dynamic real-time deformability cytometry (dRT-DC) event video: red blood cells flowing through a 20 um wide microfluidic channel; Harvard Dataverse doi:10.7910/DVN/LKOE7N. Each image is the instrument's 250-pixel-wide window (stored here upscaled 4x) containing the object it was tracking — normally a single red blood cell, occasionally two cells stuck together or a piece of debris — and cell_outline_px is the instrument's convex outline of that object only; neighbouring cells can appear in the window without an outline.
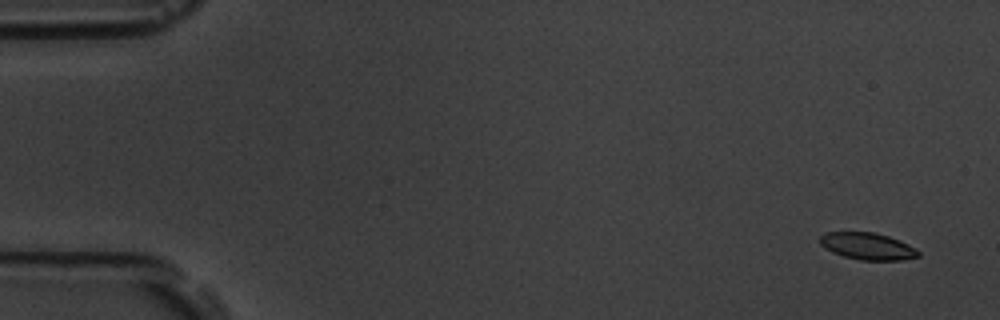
{"species": "common noctule bat (a hibernating species)", "species_latin": "Nyctalus noctula", "temperature_condition": "room temperature", "stored_images_in_passage": 5, "camera_frame_rate_fps": 3000, "um_per_image_px": 0.085, "animal": {"sex": "male", "body_mass_g": 19.5, "forearm_length_mm": 54.6}, "frame": {"image": 1, "passage_image": 1, "time_ms": 0.0, "image_size_px": [1000, 320], "cell_outline_px": [[920, 256], [900, 260], [860, 260], [844, 256], [832, 252], [820, 244], [820, 236], [824, 232], [872, 232], [888, 236], [900, 240], [916, 248], [920, 252]], "centroid_in_image_um": [73.75, 20.92], "position_along_channel_um": 11.2, "area_um2": 15.43}}
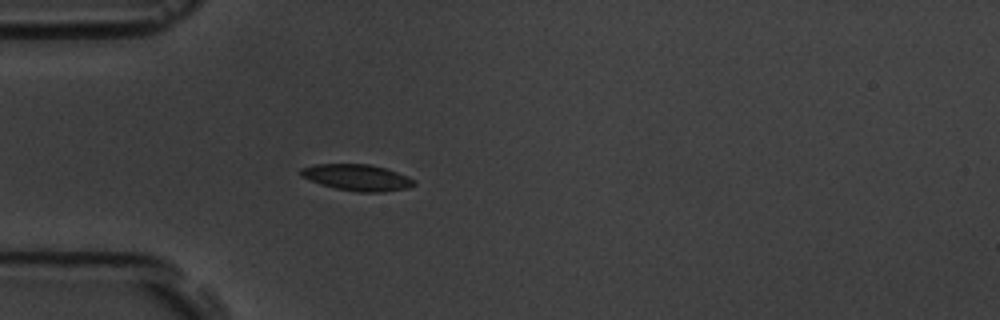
{"frame": {"image": 2, "passage_image": 5, "time_ms": 4.667, "image_size_px": [1000, 320], "cell_outline_px": [[416, 184], [408, 188], [384, 192], [356, 192], [336, 188], [320, 184], [308, 180], [300, 176], [300, 168], [316, 164], [368, 164], [384, 168], [396, 172], [416, 180]], "centroid_in_image_um": [30.33, 15.09], "position_along_channel_um": 54.7, "area_um2": 17.4}}